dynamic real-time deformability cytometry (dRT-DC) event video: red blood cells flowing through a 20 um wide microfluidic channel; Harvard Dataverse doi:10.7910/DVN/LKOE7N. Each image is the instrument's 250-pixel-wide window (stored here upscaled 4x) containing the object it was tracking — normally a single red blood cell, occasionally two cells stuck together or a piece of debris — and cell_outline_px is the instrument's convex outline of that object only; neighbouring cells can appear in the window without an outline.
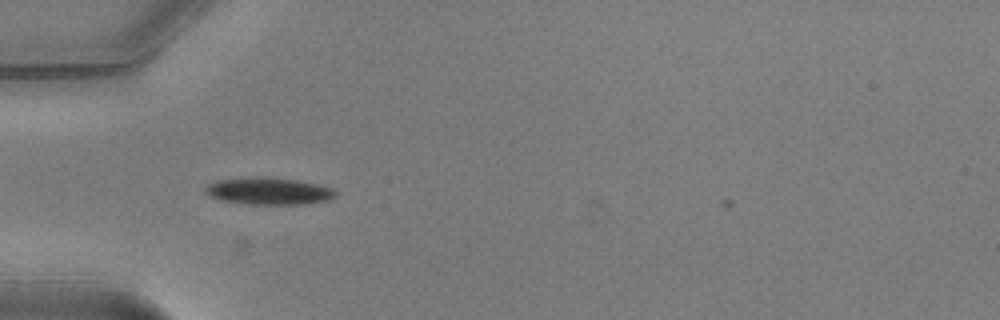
{"species": "common noctule bat (a hibernating species)", "species_latin": "Nyctalus noctula", "temperature_condition": "warm", "stored_images_in_passage": 34, "camera_frame_rate_fps": 3000, "um_per_image_px": 0.085, "animal": {"sex": "male", "body_mass_g": 20.5, "forearm_length_mm": 52.5}, "frame": {"image": 1, "passage_image": 2, "time_ms": 0.333, "image_size_px": [1000, 320], "cell_outline_px": [[336, 196], [328, 200], [304, 204], [248, 204], [224, 200], [208, 196], [204, 192], [204, 188], [208, 184], [220, 180], [296, 180], [316, 184], [332, 188], [336, 192]], "centroid_in_image_um": [22.88, 16.3], "position_along_channel_um": 62.1, "area_um2": 19.25}}
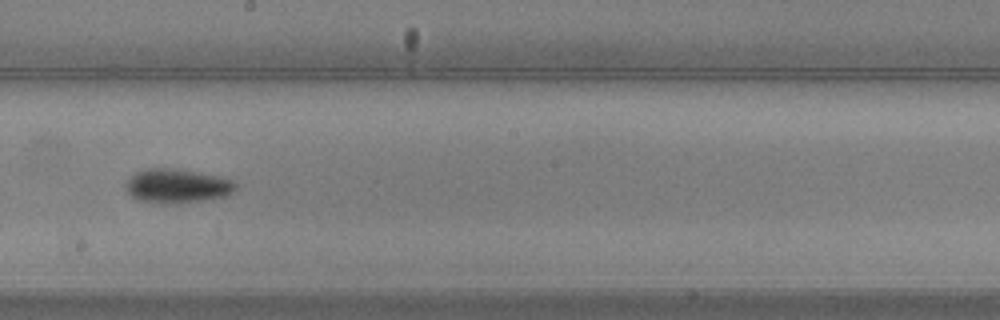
{"frame": {"image": 2, "passage_image": 15, "time_ms": 4.667, "image_size_px": [1000, 320], "cell_outline_px": [[236, 188], [228, 196], [180, 204], [164, 204], [140, 200], [132, 196], [128, 192], [124, 184], [136, 172], [148, 168], [180, 168], [216, 176], [232, 180], [236, 184]], "centroid_in_image_um": [15.06, 15.81], "position_along_channel_um": 233.1, "area_um2": 21.96}}
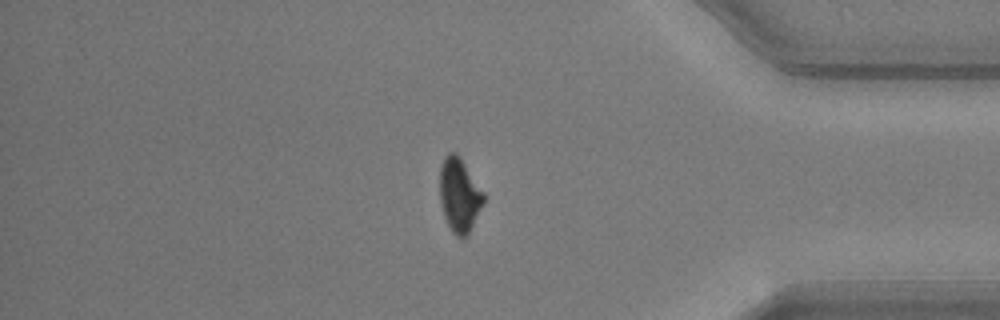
{"frame": {"image": 3, "passage_image": 29, "time_ms": 9.333, "image_size_px": [1000, 320], "cell_outline_px": [[484, 200], [468, 232], [464, 236], [456, 236], [452, 232], [444, 216], [440, 204], [440, 168], [444, 156], [448, 152], [456, 152], [460, 156], [484, 192]], "centroid_in_image_um": [39.02, 16.51], "position_along_channel_um": 396.2, "area_um2": 18.61}}